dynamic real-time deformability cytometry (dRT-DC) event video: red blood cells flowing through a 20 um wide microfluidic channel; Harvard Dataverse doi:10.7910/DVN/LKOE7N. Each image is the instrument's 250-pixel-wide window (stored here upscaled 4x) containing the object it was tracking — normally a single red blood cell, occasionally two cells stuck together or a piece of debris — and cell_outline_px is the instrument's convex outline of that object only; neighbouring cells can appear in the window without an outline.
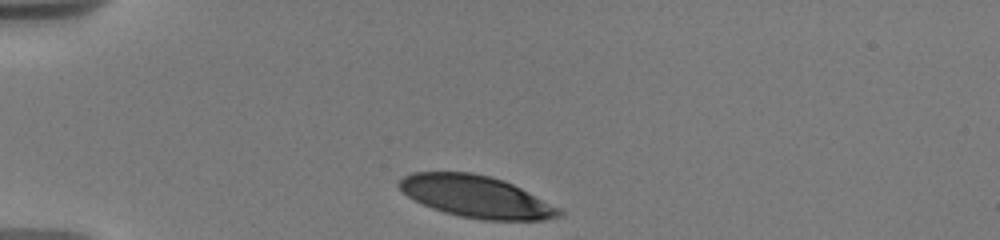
{"species": "human", "species_latin": "Homo sapiens", "temperature_condition": "warm", "stored_images_in_passage": 5, "camera_frame_rate_fps": 3000, "um_per_image_px": 0.085, "donor": {"sex": "male"}, "frame": {"image": 1, "passage_image": 1, "time_ms": 0.0, "image_size_px": [1000, 240], "cell_outline_px": [[564, 216], [544, 220], [484, 220], [460, 216], [444, 212], [432, 208], [408, 196], [396, 184], [404, 176], [412, 172], [472, 172], [492, 176], [504, 180], [560, 208], [564, 212]], "centroid_in_image_um": [40.5, 16.71], "position_along_channel_um": 44.5, "area_um2": 38.96}}
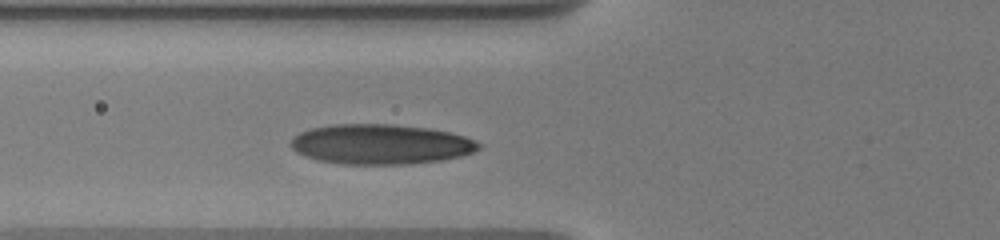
{"frame": {"image": 2, "passage_image": 5, "time_ms": 2.333, "image_size_px": [1000, 240], "cell_outline_px": [[480, 148], [472, 152], [460, 156], [440, 160], [404, 164], [344, 164], [320, 160], [304, 156], [296, 152], [288, 144], [300, 132], [312, 128], [332, 124], [396, 124], [428, 128], [448, 132], [464, 136], [480, 144]], "centroid_in_image_um": [32.32, 12.25], "position_along_channel_um": 93.5, "area_um2": 43.52}}